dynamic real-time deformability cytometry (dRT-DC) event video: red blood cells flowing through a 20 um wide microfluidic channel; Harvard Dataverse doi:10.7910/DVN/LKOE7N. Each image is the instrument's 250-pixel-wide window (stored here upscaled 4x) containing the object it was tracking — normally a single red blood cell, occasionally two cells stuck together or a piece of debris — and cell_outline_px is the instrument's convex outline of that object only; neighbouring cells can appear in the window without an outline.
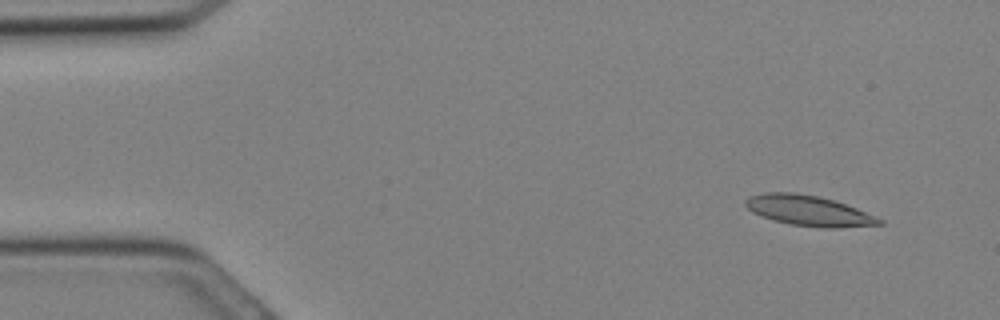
{"species": "Egyptian fruit bat (a non-hibernating species)", "species_latin": "Rousettus aegyptiacus", "temperature_condition": "cold", "stored_images_in_passage": 13, "camera_frame_rate_fps": 3000, "um_per_image_px": 0.085, "animal": {"sex": "female"}, "frame": {"image": 1, "passage_image": 1, "time_ms": 0.0, "image_size_px": [1000, 320], "cell_outline_px": [[884, 224], [836, 228], [824, 228], [792, 224], [772, 220], [752, 212], [744, 204], [744, 200], [748, 196], [764, 192], [796, 192], [820, 196], [836, 200], [876, 216], [884, 220]], "centroid_in_image_um": [68.74, 17.89], "position_along_channel_um": 16.3, "area_um2": 23.93}}
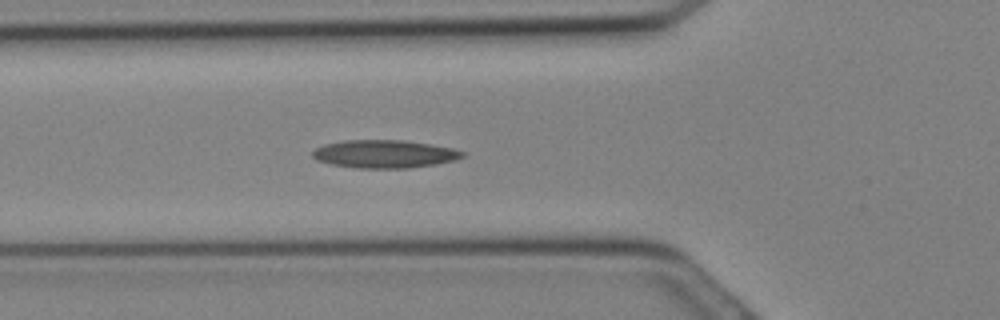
{"frame": {"image": 2, "passage_image": 9, "time_ms": 2.667, "image_size_px": [1000, 320], "cell_outline_px": [[464, 156], [456, 160], [436, 164], [408, 168], [356, 168], [332, 164], [316, 160], [312, 156], [312, 152], [316, 148], [324, 144], [344, 140], [404, 140], [432, 144], [452, 148], [464, 152]], "centroid_in_image_um": [32.68, 13.08], "position_along_channel_um": 93.1, "area_um2": 24.51}}
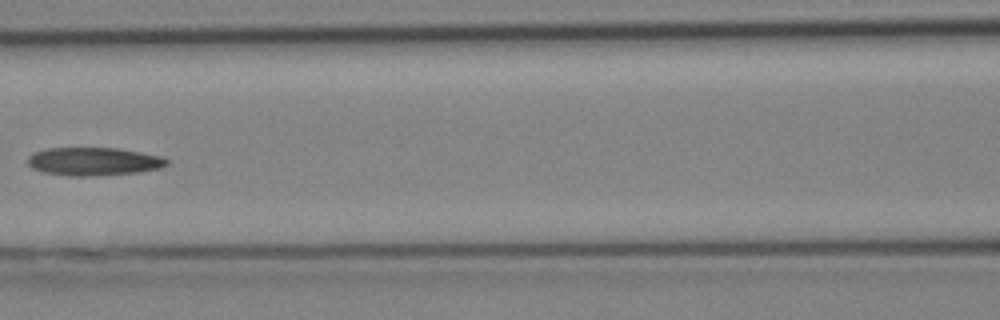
{"frame": {"image": 3, "passage_image": 12, "time_ms": 3.667, "image_size_px": [1000, 320], "cell_outline_px": [[168, 164], [160, 168], [140, 172], [96, 176], [68, 176], [44, 172], [32, 168], [28, 164], [28, 156], [32, 152], [48, 148], [116, 148], [164, 156], [168, 160]], "centroid_in_image_um": [7.97, 13.73], "position_along_channel_um": 158.6, "area_um2": 23.0}}